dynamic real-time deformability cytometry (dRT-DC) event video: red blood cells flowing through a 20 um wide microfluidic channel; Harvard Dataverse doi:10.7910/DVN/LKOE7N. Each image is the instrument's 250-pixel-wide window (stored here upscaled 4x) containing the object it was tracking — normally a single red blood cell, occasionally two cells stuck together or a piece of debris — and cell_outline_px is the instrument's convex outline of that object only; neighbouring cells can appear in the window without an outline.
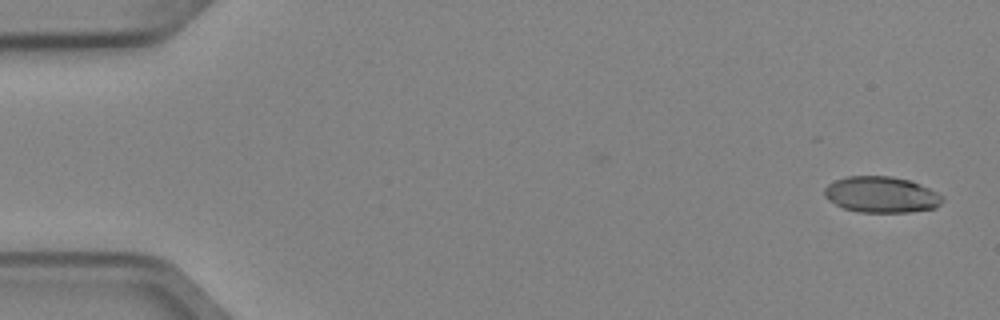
{"species": "Egyptian fruit bat (a non-hibernating species)", "species_latin": "Rousettus aegyptiacus", "temperature_condition": "cold", "stored_images_in_passage": 6, "camera_frame_rate_fps": 3000, "um_per_image_px": 0.085, "animal": {"sex": "female"}, "frame": {"image": 1, "passage_image": 1, "time_ms": 0.0, "image_size_px": [1000, 320], "cell_outline_px": [[944, 200], [936, 208], [908, 212], [860, 212], [844, 208], [828, 200], [824, 196], [824, 188], [828, 184], [836, 180], [848, 176], [892, 176], [908, 180], [920, 184], [944, 196]], "centroid_in_image_um": [74.92, 16.54], "position_along_channel_um": 10.1, "area_um2": 24.8}}
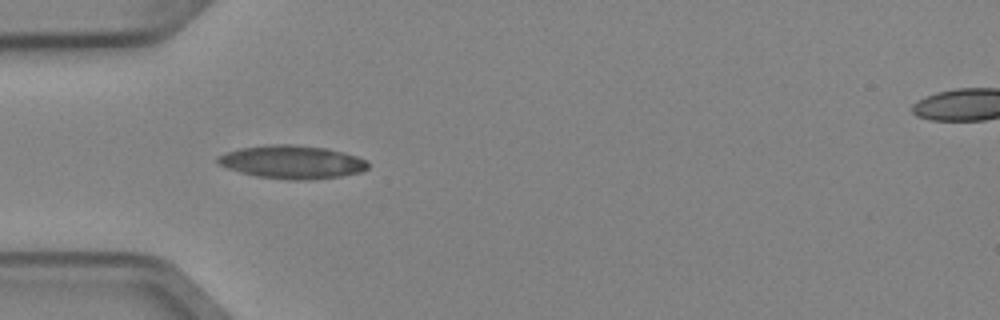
{"frame": {"image": 2, "passage_image": 5, "time_ms": 1.333, "image_size_px": [1000, 320], "cell_outline_px": [[368, 168], [360, 172], [340, 176], [308, 180], [292, 180], [256, 176], [240, 172], [228, 168], [220, 164], [216, 160], [216, 156], [240, 148], [272, 144], [292, 144], [328, 148], [344, 152], [356, 156], [364, 160], [368, 164]], "centroid_in_image_um": [24.82, 13.77], "position_along_channel_um": 60.2, "area_um2": 28.96}}
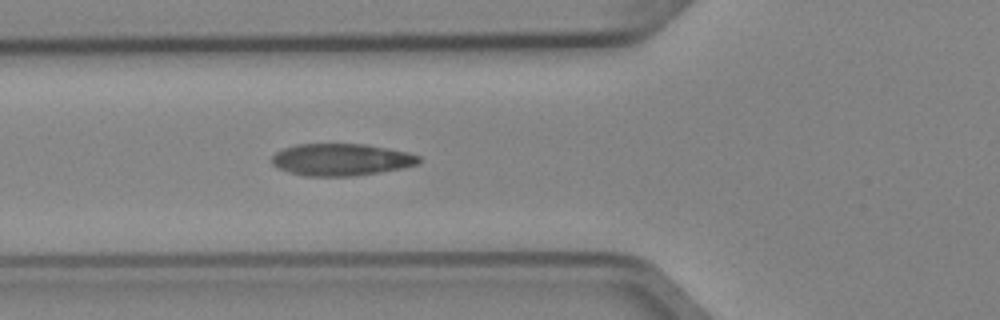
{"frame": {"image": 3, "passage_image": 6, "time_ms": 1.667, "image_size_px": [1000, 320], "cell_outline_px": [[420, 164], [404, 168], [380, 172], [352, 176], [304, 176], [288, 172], [276, 168], [272, 164], [272, 156], [276, 152], [284, 148], [296, 144], [364, 144], [388, 148], [408, 152], [420, 156]], "centroid_in_image_um": [29.0, 13.57], "position_along_channel_um": 96.8, "area_um2": 27.69}}